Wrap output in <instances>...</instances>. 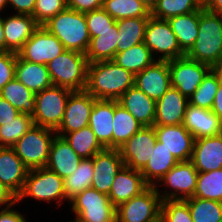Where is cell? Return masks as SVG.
<instances>
[{
  "mask_svg": "<svg viewBox=\"0 0 222 222\" xmlns=\"http://www.w3.org/2000/svg\"><path fill=\"white\" fill-rule=\"evenodd\" d=\"M135 75L112 60L88 63L85 90L95 99L118 100L134 86Z\"/></svg>",
  "mask_w": 222,
  "mask_h": 222,
  "instance_id": "cell-1",
  "label": "cell"
},
{
  "mask_svg": "<svg viewBox=\"0 0 222 222\" xmlns=\"http://www.w3.org/2000/svg\"><path fill=\"white\" fill-rule=\"evenodd\" d=\"M188 58L220 68L222 65V15L199 9L197 38L185 54Z\"/></svg>",
  "mask_w": 222,
  "mask_h": 222,
  "instance_id": "cell-2",
  "label": "cell"
},
{
  "mask_svg": "<svg viewBox=\"0 0 222 222\" xmlns=\"http://www.w3.org/2000/svg\"><path fill=\"white\" fill-rule=\"evenodd\" d=\"M43 26L62 42L65 50L87 52L90 35L85 13L66 7Z\"/></svg>",
  "mask_w": 222,
  "mask_h": 222,
  "instance_id": "cell-3",
  "label": "cell"
},
{
  "mask_svg": "<svg viewBox=\"0 0 222 222\" xmlns=\"http://www.w3.org/2000/svg\"><path fill=\"white\" fill-rule=\"evenodd\" d=\"M88 61L85 54L64 50L47 64L53 86L83 91L87 85Z\"/></svg>",
  "mask_w": 222,
  "mask_h": 222,
  "instance_id": "cell-4",
  "label": "cell"
},
{
  "mask_svg": "<svg viewBox=\"0 0 222 222\" xmlns=\"http://www.w3.org/2000/svg\"><path fill=\"white\" fill-rule=\"evenodd\" d=\"M56 131L33 125L12 147L29 169L45 167Z\"/></svg>",
  "mask_w": 222,
  "mask_h": 222,
  "instance_id": "cell-5",
  "label": "cell"
},
{
  "mask_svg": "<svg viewBox=\"0 0 222 222\" xmlns=\"http://www.w3.org/2000/svg\"><path fill=\"white\" fill-rule=\"evenodd\" d=\"M26 197L37 201H57V206H61L62 200H66L63 179L47 167L29 170L17 203Z\"/></svg>",
  "mask_w": 222,
  "mask_h": 222,
  "instance_id": "cell-6",
  "label": "cell"
},
{
  "mask_svg": "<svg viewBox=\"0 0 222 222\" xmlns=\"http://www.w3.org/2000/svg\"><path fill=\"white\" fill-rule=\"evenodd\" d=\"M72 91L59 86H51L35 94L34 125L57 130L61 125L66 104Z\"/></svg>",
  "mask_w": 222,
  "mask_h": 222,
  "instance_id": "cell-7",
  "label": "cell"
},
{
  "mask_svg": "<svg viewBox=\"0 0 222 222\" xmlns=\"http://www.w3.org/2000/svg\"><path fill=\"white\" fill-rule=\"evenodd\" d=\"M75 218L81 222H116V207L108 195L87 188L70 202Z\"/></svg>",
  "mask_w": 222,
  "mask_h": 222,
  "instance_id": "cell-8",
  "label": "cell"
},
{
  "mask_svg": "<svg viewBox=\"0 0 222 222\" xmlns=\"http://www.w3.org/2000/svg\"><path fill=\"white\" fill-rule=\"evenodd\" d=\"M161 198L155 186L116 208V222H160Z\"/></svg>",
  "mask_w": 222,
  "mask_h": 222,
  "instance_id": "cell-9",
  "label": "cell"
},
{
  "mask_svg": "<svg viewBox=\"0 0 222 222\" xmlns=\"http://www.w3.org/2000/svg\"><path fill=\"white\" fill-rule=\"evenodd\" d=\"M198 178V171L191 161L178 162L161 179L155 188L160 195L161 201L165 200H186L193 197ZM168 186L166 192L159 191L158 185Z\"/></svg>",
  "mask_w": 222,
  "mask_h": 222,
  "instance_id": "cell-10",
  "label": "cell"
},
{
  "mask_svg": "<svg viewBox=\"0 0 222 222\" xmlns=\"http://www.w3.org/2000/svg\"><path fill=\"white\" fill-rule=\"evenodd\" d=\"M145 45L150 49L153 57L160 53L157 60H173L185 53L180 49L176 36L168 20L149 17L145 30Z\"/></svg>",
  "mask_w": 222,
  "mask_h": 222,
  "instance_id": "cell-11",
  "label": "cell"
},
{
  "mask_svg": "<svg viewBox=\"0 0 222 222\" xmlns=\"http://www.w3.org/2000/svg\"><path fill=\"white\" fill-rule=\"evenodd\" d=\"M171 86L187 97L195 92L203 78L212 69L209 65L188 58L186 55L169 60Z\"/></svg>",
  "mask_w": 222,
  "mask_h": 222,
  "instance_id": "cell-12",
  "label": "cell"
},
{
  "mask_svg": "<svg viewBox=\"0 0 222 222\" xmlns=\"http://www.w3.org/2000/svg\"><path fill=\"white\" fill-rule=\"evenodd\" d=\"M64 50L62 42L56 36L44 26H39L17 54L23 60L47 65Z\"/></svg>",
  "mask_w": 222,
  "mask_h": 222,
  "instance_id": "cell-13",
  "label": "cell"
},
{
  "mask_svg": "<svg viewBox=\"0 0 222 222\" xmlns=\"http://www.w3.org/2000/svg\"><path fill=\"white\" fill-rule=\"evenodd\" d=\"M95 99L86 90L72 91L69 95L61 125L56 130L58 136L78 131L89 126Z\"/></svg>",
  "mask_w": 222,
  "mask_h": 222,
  "instance_id": "cell-14",
  "label": "cell"
},
{
  "mask_svg": "<svg viewBox=\"0 0 222 222\" xmlns=\"http://www.w3.org/2000/svg\"><path fill=\"white\" fill-rule=\"evenodd\" d=\"M156 142L154 127H142L119 148L124 165L141 171L148 163Z\"/></svg>",
  "mask_w": 222,
  "mask_h": 222,
  "instance_id": "cell-15",
  "label": "cell"
},
{
  "mask_svg": "<svg viewBox=\"0 0 222 222\" xmlns=\"http://www.w3.org/2000/svg\"><path fill=\"white\" fill-rule=\"evenodd\" d=\"M124 166L119 149L104 148L93 156V182L91 187L109 195L112 183Z\"/></svg>",
  "mask_w": 222,
  "mask_h": 222,
  "instance_id": "cell-16",
  "label": "cell"
},
{
  "mask_svg": "<svg viewBox=\"0 0 222 222\" xmlns=\"http://www.w3.org/2000/svg\"><path fill=\"white\" fill-rule=\"evenodd\" d=\"M134 86L149 98L159 100L171 87L168 61L156 59L143 71L135 74Z\"/></svg>",
  "mask_w": 222,
  "mask_h": 222,
  "instance_id": "cell-17",
  "label": "cell"
},
{
  "mask_svg": "<svg viewBox=\"0 0 222 222\" xmlns=\"http://www.w3.org/2000/svg\"><path fill=\"white\" fill-rule=\"evenodd\" d=\"M153 127L157 141L163 143L178 162L191 160L195 138L183 124Z\"/></svg>",
  "mask_w": 222,
  "mask_h": 222,
  "instance_id": "cell-18",
  "label": "cell"
},
{
  "mask_svg": "<svg viewBox=\"0 0 222 222\" xmlns=\"http://www.w3.org/2000/svg\"><path fill=\"white\" fill-rule=\"evenodd\" d=\"M148 187L139 170L124 165L117 173L108 197L117 208L120 204L140 195Z\"/></svg>",
  "mask_w": 222,
  "mask_h": 222,
  "instance_id": "cell-19",
  "label": "cell"
},
{
  "mask_svg": "<svg viewBox=\"0 0 222 222\" xmlns=\"http://www.w3.org/2000/svg\"><path fill=\"white\" fill-rule=\"evenodd\" d=\"M189 104L187 97L175 87L156 101L154 126H173L183 124L186 107Z\"/></svg>",
  "mask_w": 222,
  "mask_h": 222,
  "instance_id": "cell-20",
  "label": "cell"
},
{
  "mask_svg": "<svg viewBox=\"0 0 222 222\" xmlns=\"http://www.w3.org/2000/svg\"><path fill=\"white\" fill-rule=\"evenodd\" d=\"M28 172L13 148L0 147V182L16 197L23 189Z\"/></svg>",
  "mask_w": 222,
  "mask_h": 222,
  "instance_id": "cell-21",
  "label": "cell"
},
{
  "mask_svg": "<svg viewBox=\"0 0 222 222\" xmlns=\"http://www.w3.org/2000/svg\"><path fill=\"white\" fill-rule=\"evenodd\" d=\"M190 161L198 172L222 168V134L195 139Z\"/></svg>",
  "mask_w": 222,
  "mask_h": 222,
  "instance_id": "cell-22",
  "label": "cell"
},
{
  "mask_svg": "<svg viewBox=\"0 0 222 222\" xmlns=\"http://www.w3.org/2000/svg\"><path fill=\"white\" fill-rule=\"evenodd\" d=\"M183 125L195 139L222 134V122L211 110L190 104L186 107Z\"/></svg>",
  "mask_w": 222,
  "mask_h": 222,
  "instance_id": "cell-23",
  "label": "cell"
},
{
  "mask_svg": "<svg viewBox=\"0 0 222 222\" xmlns=\"http://www.w3.org/2000/svg\"><path fill=\"white\" fill-rule=\"evenodd\" d=\"M39 27L31 15L13 14L3 18L6 52L18 53Z\"/></svg>",
  "mask_w": 222,
  "mask_h": 222,
  "instance_id": "cell-24",
  "label": "cell"
},
{
  "mask_svg": "<svg viewBox=\"0 0 222 222\" xmlns=\"http://www.w3.org/2000/svg\"><path fill=\"white\" fill-rule=\"evenodd\" d=\"M143 127L154 126L156 101L136 86L130 87L118 100Z\"/></svg>",
  "mask_w": 222,
  "mask_h": 222,
  "instance_id": "cell-25",
  "label": "cell"
},
{
  "mask_svg": "<svg viewBox=\"0 0 222 222\" xmlns=\"http://www.w3.org/2000/svg\"><path fill=\"white\" fill-rule=\"evenodd\" d=\"M81 161L82 158L71 148L67 140L55 134L45 167L64 179L76 170Z\"/></svg>",
  "mask_w": 222,
  "mask_h": 222,
  "instance_id": "cell-26",
  "label": "cell"
},
{
  "mask_svg": "<svg viewBox=\"0 0 222 222\" xmlns=\"http://www.w3.org/2000/svg\"><path fill=\"white\" fill-rule=\"evenodd\" d=\"M115 100H100L94 102L90 115L89 126L96 139L104 148H112L113 120Z\"/></svg>",
  "mask_w": 222,
  "mask_h": 222,
  "instance_id": "cell-27",
  "label": "cell"
},
{
  "mask_svg": "<svg viewBox=\"0 0 222 222\" xmlns=\"http://www.w3.org/2000/svg\"><path fill=\"white\" fill-rule=\"evenodd\" d=\"M15 78L34 94L53 86L47 65L21 59L17 54Z\"/></svg>",
  "mask_w": 222,
  "mask_h": 222,
  "instance_id": "cell-28",
  "label": "cell"
},
{
  "mask_svg": "<svg viewBox=\"0 0 222 222\" xmlns=\"http://www.w3.org/2000/svg\"><path fill=\"white\" fill-rule=\"evenodd\" d=\"M177 163L174 155L157 141L148 163L140 172L149 186H155Z\"/></svg>",
  "mask_w": 222,
  "mask_h": 222,
  "instance_id": "cell-29",
  "label": "cell"
},
{
  "mask_svg": "<svg viewBox=\"0 0 222 222\" xmlns=\"http://www.w3.org/2000/svg\"><path fill=\"white\" fill-rule=\"evenodd\" d=\"M119 31L117 23L108 30L98 32L96 37L90 38L89 47L85 53L88 63L113 60L117 53Z\"/></svg>",
  "mask_w": 222,
  "mask_h": 222,
  "instance_id": "cell-30",
  "label": "cell"
},
{
  "mask_svg": "<svg viewBox=\"0 0 222 222\" xmlns=\"http://www.w3.org/2000/svg\"><path fill=\"white\" fill-rule=\"evenodd\" d=\"M180 49L186 54L194 45L198 33L199 10L168 19Z\"/></svg>",
  "mask_w": 222,
  "mask_h": 222,
  "instance_id": "cell-31",
  "label": "cell"
},
{
  "mask_svg": "<svg viewBox=\"0 0 222 222\" xmlns=\"http://www.w3.org/2000/svg\"><path fill=\"white\" fill-rule=\"evenodd\" d=\"M149 17L127 18L116 21L119 31L117 52L144 42Z\"/></svg>",
  "mask_w": 222,
  "mask_h": 222,
  "instance_id": "cell-32",
  "label": "cell"
},
{
  "mask_svg": "<svg viewBox=\"0 0 222 222\" xmlns=\"http://www.w3.org/2000/svg\"><path fill=\"white\" fill-rule=\"evenodd\" d=\"M155 59L150 49L142 42L125 51L117 52L112 61L135 75L151 65Z\"/></svg>",
  "mask_w": 222,
  "mask_h": 222,
  "instance_id": "cell-33",
  "label": "cell"
},
{
  "mask_svg": "<svg viewBox=\"0 0 222 222\" xmlns=\"http://www.w3.org/2000/svg\"><path fill=\"white\" fill-rule=\"evenodd\" d=\"M0 96L20 113L32 116L35 112V94L16 78L1 89Z\"/></svg>",
  "mask_w": 222,
  "mask_h": 222,
  "instance_id": "cell-34",
  "label": "cell"
},
{
  "mask_svg": "<svg viewBox=\"0 0 222 222\" xmlns=\"http://www.w3.org/2000/svg\"><path fill=\"white\" fill-rule=\"evenodd\" d=\"M143 126L115 100L113 120L112 148L119 149L130 137Z\"/></svg>",
  "mask_w": 222,
  "mask_h": 222,
  "instance_id": "cell-35",
  "label": "cell"
},
{
  "mask_svg": "<svg viewBox=\"0 0 222 222\" xmlns=\"http://www.w3.org/2000/svg\"><path fill=\"white\" fill-rule=\"evenodd\" d=\"M221 82L222 71L219 68H212L203 78L200 86L188 99L189 104L211 110Z\"/></svg>",
  "mask_w": 222,
  "mask_h": 222,
  "instance_id": "cell-36",
  "label": "cell"
},
{
  "mask_svg": "<svg viewBox=\"0 0 222 222\" xmlns=\"http://www.w3.org/2000/svg\"><path fill=\"white\" fill-rule=\"evenodd\" d=\"M93 182V157L82 159L70 176L63 179L65 199L71 201L77 194L91 188Z\"/></svg>",
  "mask_w": 222,
  "mask_h": 222,
  "instance_id": "cell-37",
  "label": "cell"
},
{
  "mask_svg": "<svg viewBox=\"0 0 222 222\" xmlns=\"http://www.w3.org/2000/svg\"><path fill=\"white\" fill-rule=\"evenodd\" d=\"M63 137L82 159L92 158L96 153L104 149L96 139L90 126L81 128L78 131L66 133Z\"/></svg>",
  "mask_w": 222,
  "mask_h": 222,
  "instance_id": "cell-38",
  "label": "cell"
},
{
  "mask_svg": "<svg viewBox=\"0 0 222 222\" xmlns=\"http://www.w3.org/2000/svg\"><path fill=\"white\" fill-rule=\"evenodd\" d=\"M193 197L222 202V168L198 172Z\"/></svg>",
  "mask_w": 222,
  "mask_h": 222,
  "instance_id": "cell-39",
  "label": "cell"
},
{
  "mask_svg": "<svg viewBox=\"0 0 222 222\" xmlns=\"http://www.w3.org/2000/svg\"><path fill=\"white\" fill-rule=\"evenodd\" d=\"M102 8L116 21L151 16L150 10L138 0H103Z\"/></svg>",
  "mask_w": 222,
  "mask_h": 222,
  "instance_id": "cell-40",
  "label": "cell"
},
{
  "mask_svg": "<svg viewBox=\"0 0 222 222\" xmlns=\"http://www.w3.org/2000/svg\"><path fill=\"white\" fill-rule=\"evenodd\" d=\"M193 222H222V202L191 197L185 200Z\"/></svg>",
  "mask_w": 222,
  "mask_h": 222,
  "instance_id": "cell-41",
  "label": "cell"
},
{
  "mask_svg": "<svg viewBox=\"0 0 222 222\" xmlns=\"http://www.w3.org/2000/svg\"><path fill=\"white\" fill-rule=\"evenodd\" d=\"M200 8L195 0H157L150 15L156 19L168 20L174 16L198 11Z\"/></svg>",
  "mask_w": 222,
  "mask_h": 222,
  "instance_id": "cell-42",
  "label": "cell"
},
{
  "mask_svg": "<svg viewBox=\"0 0 222 222\" xmlns=\"http://www.w3.org/2000/svg\"><path fill=\"white\" fill-rule=\"evenodd\" d=\"M34 125L31 115L20 113L13 121L0 126V147L12 148Z\"/></svg>",
  "mask_w": 222,
  "mask_h": 222,
  "instance_id": "cell-43",
  "label": "cell"
},
{
  "mask_svg": "<svg viewBox=\"0 0 222 222\" xmlns=\"http://www.w3.org/2000/svg\"><path fill=\"white\" fill-rule=\"evenodd\" d=\"M160 222H193L185 200H165L161 204Z\"/></svg>",
  "mask_w": 222,
  "mask_h": 222,
  "instance_id": "cell-44",
  "label": "cell"
},
{
  "mask_svg": "<svg viewBox=\"0 0 222 222\" xmlns=\"http://www.w3.org/2000/svg\"><path fill=\"white\" fill-rule=\"evenodd\" d=\"M66 7V0H36L32 17L43 26Z\"/></svg>",
  "mask_w": 222,
  "mask_h": 222,
  "instance_id": "cell-45",
  "label": "cell"
},
{
  "mask_svg": "<svg viewBox=\"0 0 222 222\" xmlns=\"http://www.w3.org/2000/svg\"><path fill=\"white\" fill-rule=\"evenodd\" d=\"M90 38L96 37L98 32L108 30L116 20L103 8L85 13Z\"/></svg>",
  "mask_w": 222,
  "mask_h": 222,
  "instance_id": "cell-46",
  "label": "cell"
},
{
  "mask_svg": "<svg viewBox=\"0 0 222 222\" xmlns=\"http://www.w3.org/2000/svg\"><path fill=\"white\" fill-rule=\"evenodd\" d=\"M17 53L0 52V91L1 89L15 78V65Z\"/></svg>",
  "mask_w": 222,
  "mask_h": 222,
  "instance_id": "cell-47",
  "label": "cell"
},
{
  "mask_svg": "<svg viewBox=\"0 0 222 222\" xmlns=\"http://www.w3.org/2000/svg\"><path fill=\"white\" fill-rule=\"evenodd\" d=\"M67 8L77 12L86 13L103 6V0H66Z\"/></svg>",
  "mask_w": 222,
  "mask_h": 222,
  "instance_id": "cell-48",
  "label": "cell"
},
{
  "mask_svg": "<svg viewBox=\"0 0 222 222\" xmlns=\"http://www.w3.org/2000/svg\"><path fill=\"white\" fill-rule=\"evenodd\" d=\"M19 114L20 112L16 108L0 96V126L8 121H13Z\"/></svg>",
  "mask_w": 222,
  "mask_h": 222,
  "instance_id": "cell-49",
  "label": "cell"
},
{
  "mask_svg": "<svg viewBox=\"0 0 222 222\" xmlns=\"http://www.w3.org/2000/svg\"><path fill=\"white\" fill-rule=\"evenodd\" d=\"M8 6L17 12V14L33 15L36 0H7Z\"/></svg>",
  "mask_w": 222,
  "mask_h": 222,
  "instance_id": "cell-50",
  "label": "cell"
},
{
  "mask_svg": "<svg viewBox=\"0 0 222 222\" xmlns=\"http://www.w3.org/2000/svg\"><path fill=\"white\" fill-rule=\"evenodd\" d=\"M14 205L3 207L0 210V222H27L24 215L18 210L12 209Z\"/></svg>",
  "mask_w": 222,
  "mask_h": 222,
  "instance_id": "cell-51",
  "label": "cell"
},
{
  "mask_svg": "<svg viewBox=\"0 0 222 222\" xmlns=\"http://www.w3.org/2000/svg\"><path fill=\"white\" fill-rule=\"evenodd\" d=\"M17 203V197L0 182V206L9 207Z\"/></svg>",
  "mask_w": 222,
  "mask_h": 222,
  "instance_id": "cell-52",
  "label": "cell"
},
{
  "mask_svg": "<svg viewBox=\"0 0 222 222\" xmlns=\"http://www.w3.org/2000/svg\"><path fill=\"white\" fill-rule=\"evenodd\" d=\"M211 111L220 119L222 122V82L218 88V91L215 95L214 103L211 108Z\"/></svg>",
  "mask_w": 222,
  "mask_h": 222,
  "instance_id": "cell-53",
  "label": "cell"
},
{
  "mask_svg": "<svg viewBox=\"0 0 222 222\" xmlns=\"http://www.w3.org/2000/svg\"><path fill=\"white\" fill-rule=\"evenodd\" d=\"M205 9L209 12L222 15V0H210Z\"/></svg>",
  "mask_w": 222,
  "mask_h": 222,
  "instance_id": "cell-54",
  "label": "cell"
},
{
  "mask_svg": "<svg viewBox=\"0 0 222 222\" xmlns=\"http://www.w3.org/2000/svg\"><path fill=\"white\" fill-rule=\"evenodd\" d=\"M0 52H6V41L3 29V17L0 15Z\"/></svg>",
  "mask_w": 222,
  "mask_h": 222,
  "instance_id": "cell-55",
  "label": "cell"
},
{
  "mask_svg": "<svg viewBox=\"0 0 222 222\" xmlns=\"http://www.w3.org/2000/svg\"><path fill=\"white\" fill-rule=\"evenodd\" d=\"M144 4L150 11L155 6L157 0H138Z\"/></svg>",
  "mask_w": 222,
  "mask_h": 222,
  "instance_id": "cell-56",
  "label": "cell"
},
{
  "mask_svg": "<svg viewBox=\"0 0 222 222\" xmlns=\"http://www.w3.org/2000/svg\"><path fill=\"white\" fill-rule=\"evenodd\" d=\"M200 7L205 8L210 0H195Z\"/></svg>",
  "mask_w": 222,
  "mask_h": 222,
  "instance_id": "cell-57",
  "label": "cell"
},
{
  "mask_svg": "<svg viewBox=\"0 0 222 222\" xmlns=\"http://www.w3.org/2000/svg\"><path fill=\"white\" fill-rule=\"evenodd\" d=\"M6 6H8V1L7 0H0V13Z\"/></svg>",
  "mask_w": 222,
  "mask_h": 222,
  "instance_id": "cell-58",
  "label": "cell"
},
{
  "mask_svg": "<svg viewBox=\"0 0 222 222\" xmlns=\"http://www.w3.org/2000/svg\"><path fill=\"white\" fill-rule=\"evenodd\" d=\"M69 222H81V221H79L78 219H74L73 221L71 220Z\"/></svg>",
  "mask_w": 222,
  "mask_h": 222,
  "instance_id": "cell-59",
  "label": "cell"
}]
</instances>
